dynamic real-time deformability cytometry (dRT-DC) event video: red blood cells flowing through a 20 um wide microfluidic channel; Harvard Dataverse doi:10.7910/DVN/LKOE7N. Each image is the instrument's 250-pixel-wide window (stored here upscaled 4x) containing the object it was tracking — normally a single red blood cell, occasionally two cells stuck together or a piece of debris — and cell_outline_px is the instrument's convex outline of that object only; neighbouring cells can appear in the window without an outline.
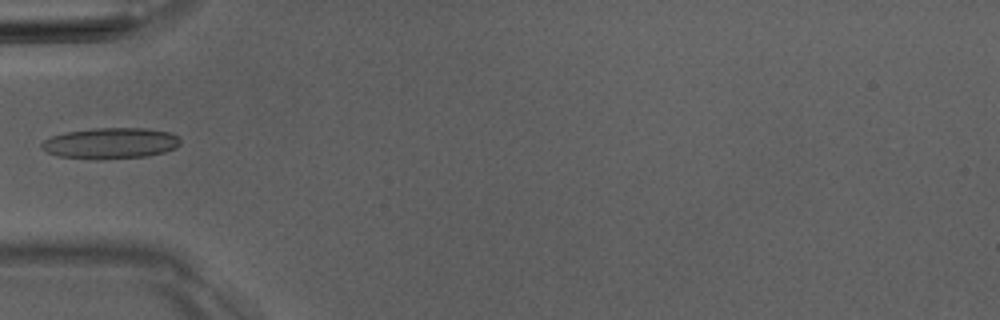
{"species": "Egyptian fruit bat (a non-hibernating species)", "species_latin": "Rousettus aegyptiacus", "temperature_condition": "room temperature", "stored_images_in_passage": 5, "camera_frame_rate_fps": 3000, "um_per_image_px": 0.085, "animal": {"sex": "male"}, "frame": {"image": 1, "passage_image": 5, "time_ms": 5.0, "image_size_px": [1000, 320], "cell_outline_px": [[180, 144], [176, 148], [164, 152], [148, 156], [100, 160], [96, 160], [56, 156], [40, 148], [40, 144], [44, 140], [52, 136], [64, 132], [92, 128], [148, 128], [168, 132], [176, 136], [180, 140]], "centroid_in_image_um": [9.36, 12.18], "position_along_channel_um": 75.6, "area_um2": 25.37}}